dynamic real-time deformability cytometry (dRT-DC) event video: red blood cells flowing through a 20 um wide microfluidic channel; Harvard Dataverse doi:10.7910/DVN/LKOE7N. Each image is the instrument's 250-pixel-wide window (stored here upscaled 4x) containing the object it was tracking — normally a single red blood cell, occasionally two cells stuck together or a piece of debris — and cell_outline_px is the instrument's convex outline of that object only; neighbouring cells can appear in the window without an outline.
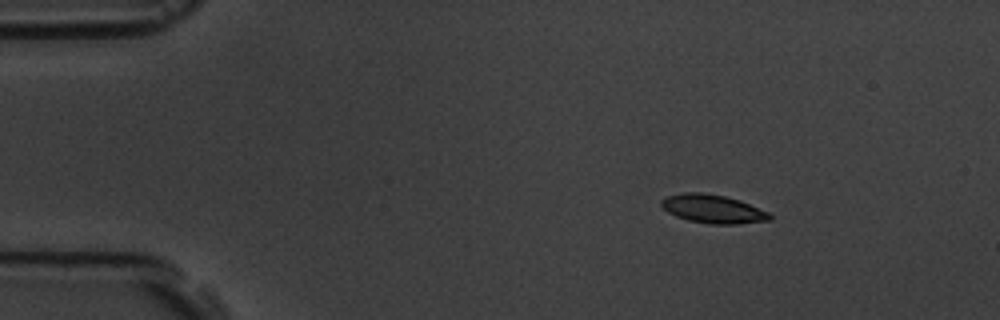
{"species": "common noctule bat (a hibernating species)", "species_latin": "Nyctalus noctula", "temperature_condition": "room temperature", "stored_images_in_passage": 3, "camera_frame_rate_fps": 3000, "um_per_image_px": 0.085, "animal": {"sex": "male", "body_mass_g": 19.5, "forearm_length_mm": 54.6}, "frame": {"image": 1, "passage_image": 1, "time_ms": 0.0, "image_size_px": [1000, 320], "cell_outline_px": [[772, 220], [736, 224], [708, 224], [688, 220], [676, 216], [668, 212], [660, 204], [660, 200], [668, 196], [684, 192], [700, 192], [724, 196], [740, 200], [768, 212], [772, 216]], "centroid_in_image_um": [60.6, 17.76], "position_along_channel_um": 24.4, "area_um2": 17.98}}